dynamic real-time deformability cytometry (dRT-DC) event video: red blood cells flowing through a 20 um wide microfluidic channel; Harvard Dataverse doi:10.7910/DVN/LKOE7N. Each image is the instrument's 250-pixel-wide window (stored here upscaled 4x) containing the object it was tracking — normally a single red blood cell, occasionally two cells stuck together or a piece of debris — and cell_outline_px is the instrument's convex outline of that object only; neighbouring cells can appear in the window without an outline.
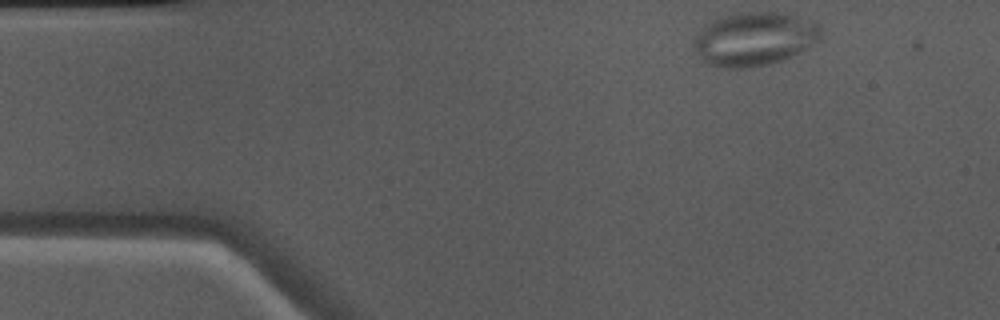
{"species": "Egyptian fruit bat (a non-hibernating species)", "species_latin": "Rousettus aegyptiacus", "temperature_condition": "warm", "stored_images_in_passage": 22, "camera_frame_rate_fps": 3000, "um_per_image_px": 0.085, "animal": {"sex": "male"}, "frame": {"image": 1, "passage_image": 1, "time_ms": 0.0, "image_size_px": [1000, 320], "cell_outline_px": [[820, 36], [812, 44], [800, 52], [792, 56], [772, 64], [748, 68], [720, 68], [708, 64], [704, 60], [692, 44], [692, 40], [700, 28], [704, 24], [712, 20], [724, 16], [744, 12], [784, 12], [816, 20], [820, 24]], "centroid_in_image_um": [64.13, 3.3], "position_along_channel_um": 20.9, "area_um2": 40.11}}